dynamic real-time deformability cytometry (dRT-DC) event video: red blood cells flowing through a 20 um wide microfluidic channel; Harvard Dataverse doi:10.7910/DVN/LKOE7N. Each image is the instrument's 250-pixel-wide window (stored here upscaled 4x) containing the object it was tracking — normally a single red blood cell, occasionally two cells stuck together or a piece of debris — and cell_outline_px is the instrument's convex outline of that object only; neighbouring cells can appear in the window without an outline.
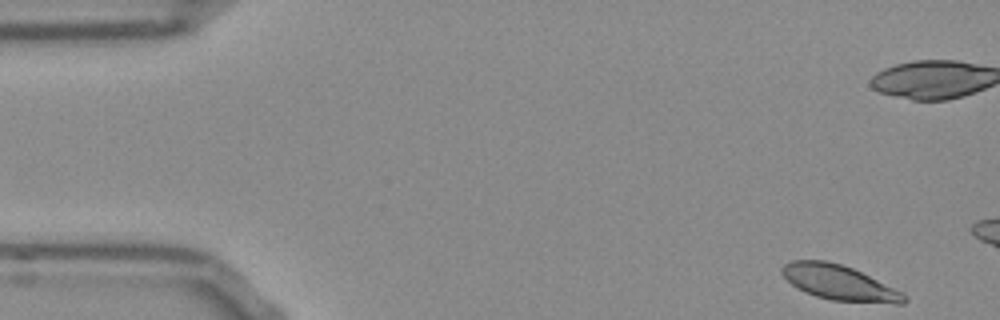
{"species": "Egyptian fruit bat (a non-hibernating species)", "species_latin": "Rousettus aegyptiacus", "temperature_condition": "room temperature", "stored_images_in_passage": 14, "camera_frame_rate_fps": 3000, "um_per_image_px": 0.085, "frame": {"image": 1, "passage_image": 1, "time_ms": 0.0, "image_size_px": [1000, 320], "cell_outline_px": [[908, 300], [904, 304], [896, 304], [832, 300], [816, 296], [792, 284], [780, 272], [780, 268], [784, 264], [792, 260], [824, 260], [840, 264], [852, 268], [904, 292], [908, 296]], "centroid_in_image_um": [71.39, 24.03], "position_along_channel_um": 13.6, "area_um2": 24.8}}